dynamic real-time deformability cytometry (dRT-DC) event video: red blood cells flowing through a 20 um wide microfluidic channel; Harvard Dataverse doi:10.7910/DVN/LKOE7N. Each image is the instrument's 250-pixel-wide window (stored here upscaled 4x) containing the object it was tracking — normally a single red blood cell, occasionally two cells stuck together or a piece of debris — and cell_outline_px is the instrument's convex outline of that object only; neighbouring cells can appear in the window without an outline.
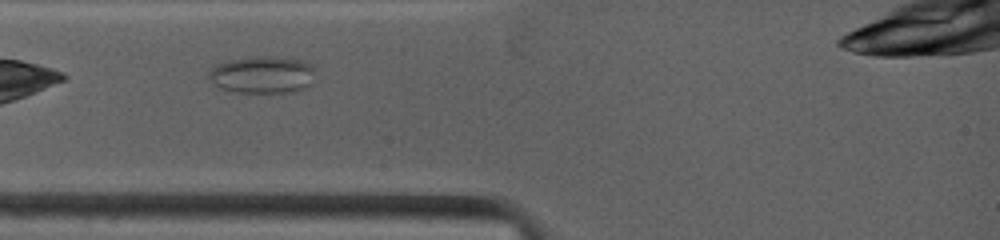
{"species": "common noctule bat (a hibernating species)", "species_latin": "Nyctalus noctula", "temperature_condition": "warm", "stored_images_in_passage": 9, "camera_frame_rate_fps": 4500, "um_per_image_px": 0.085, "animal": {"sex": "female", "body_mass_g": 19.0, "forearm_length_mm": 53.3}, "frame": {"image": 1, "passage_image": 6, "time_ms": 0.889, "image_size_px": [1000, 240], "cell_outline_px": [[312, 72], [308, 84], [300, 88], [284, 92], [240, 92], [220, 88], [208, 76], [208, 72], [216, 64], [224, 60], [248, 56], [276, 56], [300, 60], [312, 64]], "centroid_in_image_um": [22.21, 6.3], "position_along_channel_um": 62.8, "area_um2": 22.66}}